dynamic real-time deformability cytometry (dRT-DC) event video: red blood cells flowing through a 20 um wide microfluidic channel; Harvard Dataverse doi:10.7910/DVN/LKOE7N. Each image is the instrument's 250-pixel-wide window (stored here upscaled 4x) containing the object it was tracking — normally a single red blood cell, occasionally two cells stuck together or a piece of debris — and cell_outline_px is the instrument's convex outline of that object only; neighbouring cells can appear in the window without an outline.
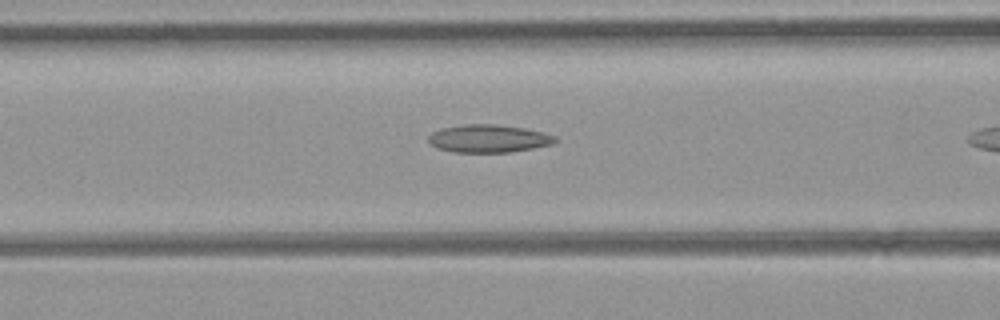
{"species": "common noctule bat (a hibernating species)", "species_latin": "Nyctalus noctula", "temperature_condition": "room temperature", "stored_images_in_passage": 8, "camera_frame_rate_fps": 3000, "um_per_image_px": 0.085, "animal": {"sex": "female", "body_mass_g": 21.9}, "frame": {"image": 1, "passage_image": 7, "time_ms": 2.0, "image_size_px": [1000, 320], "cell_outline_px": [[560, 140], [552, 144], [532, 148], [508, 152], [452, 152], [436, 148], [428, 140], [428, 136], [432, 132], [440, 128], [464, 124], [496, 124], [524, 128], [544, 132], [556, 136]], "centroid_in_image_um": [41.53, 11.77], "position_along_channel_um": 125.1, "area_um2": 20.69}}